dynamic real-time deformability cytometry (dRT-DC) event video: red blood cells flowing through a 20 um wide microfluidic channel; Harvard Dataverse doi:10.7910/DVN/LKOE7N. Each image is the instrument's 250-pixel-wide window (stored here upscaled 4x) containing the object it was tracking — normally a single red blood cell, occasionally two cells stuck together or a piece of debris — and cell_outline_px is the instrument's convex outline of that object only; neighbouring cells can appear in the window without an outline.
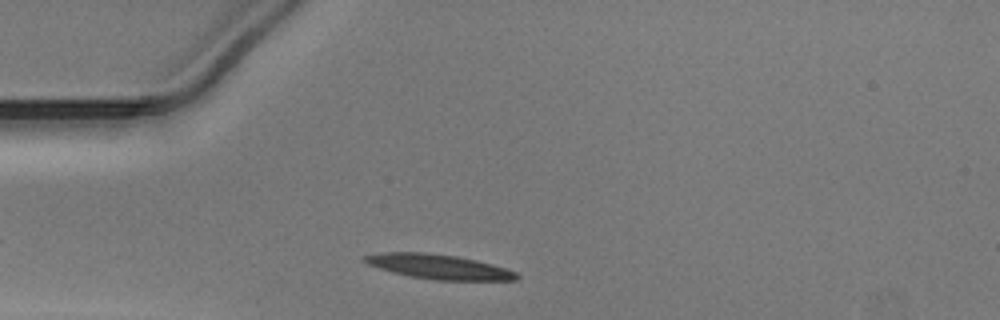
{"species": "Egyptian fruit bat (a non-hibernating species)", "species_latin": "Rousettus aegyptiacus", "temperature_condition": "warm", "stored_images_in_passage": 30, "camera_frame_rate_fps": 3000, "um_per_image_px": 0.085, "animal": {"sex": "male"}, "frame": {"image": 1, "passage_image": 3, "time_ms": 0.667, "image_size_px": [1000, 320], "cell_outline_px": [[520, 276], [516, 280], [436, 280], [412, 276], [392, 272], [368, 264], [364, 260], [364, 256], [384, 252], [424, 252], [456, 256], [476, 260], [508, 268], [516, 272]], "centroid_in_image_um": [37.34, 22.67], "position_along_channel_um": 47.7, "area_um2": 21.62}}
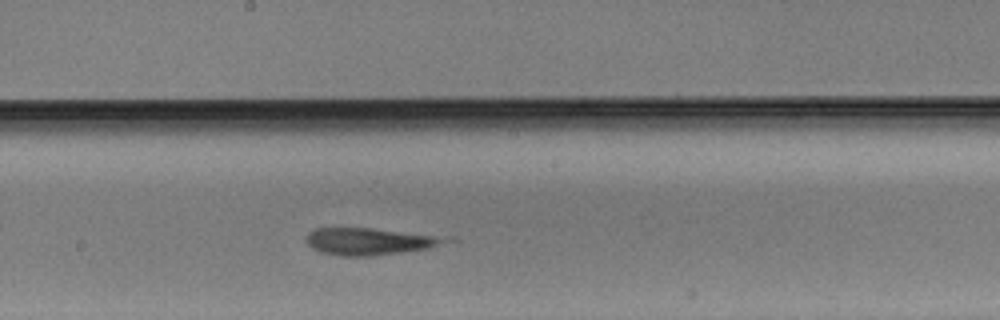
{"frame": {"image": 2, "passage_image": 17, "time_ms": 5.333, "image_size_px": [1000, 320], "cell_outline_px": [[460, 240], [428, 248], [372, 256], [340, 256], [320, 252], [312, 248], [308, 244], [308, 232], [316, 228], [372, 228], [456, 236]], "centroid_in_image_um": [31.62, 20.5], "position_along_channel_um": 216.6, "area_um2": 22.6}}
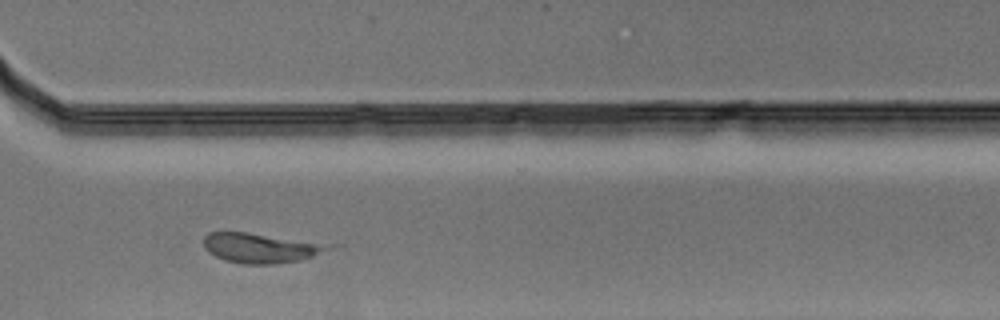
{"frame": {"image": 3, "passage_image": 27, "time_ms": 8.667, "image_size_px": [1000, 320], "cell_outline_px": [[344, 244], [336, 248], [300, 260], [276, 264], [244, 264], [224, 260], [208, 252], [204, 248], [204, 236], [208, 232], [248, 232]], "centroid_in_image_um": [22.32, 21.05], "position_along_channel_um": 348.3, "area_um2": 22.54}}